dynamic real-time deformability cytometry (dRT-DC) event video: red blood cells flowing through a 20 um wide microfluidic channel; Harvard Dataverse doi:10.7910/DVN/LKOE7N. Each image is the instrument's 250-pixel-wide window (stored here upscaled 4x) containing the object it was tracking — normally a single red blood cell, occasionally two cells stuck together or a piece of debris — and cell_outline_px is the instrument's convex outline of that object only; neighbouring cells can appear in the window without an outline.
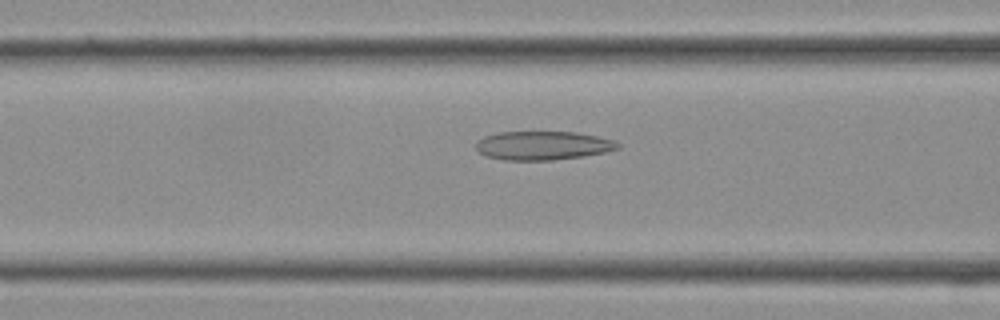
{"species": "Egyptian fruit bat (a non-hibernating species)", "species_latin": "Rousettus aegyptiacus", "temperature_condition": "cold", "stored_images_in_passage": 36, "camera_frame_rate_fps": 3000, "um_per_image_px": 0.085, "frame": {"image": 1, "passage_image": 14, "time_ms": 4.333, "image_size_px": [1000, 320], "cell_outline_px": [[620, 148], [604, 152], [584, 156], [552, 160], [504, 160], [484, 156], [476, 148], [476, 140], [484, 136], [500, 132], [576, 132], [616, 140], [620, 144]], "centroid_in_image_um": [46.13, 12.37], "position_along_channel_um": 120.5, "area_um2": 23.87}}
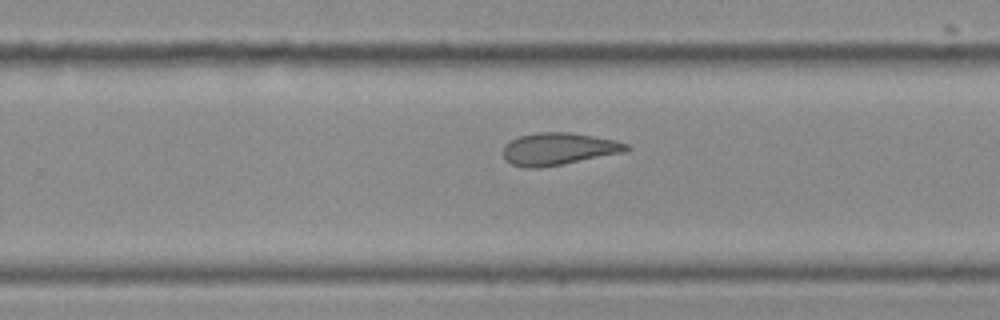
{"frame": {"image": 2, "passage_image": 23, "time_ms": 7.333, "image_size_px": [1000, 320], "cell_outline_px": [[632, 148], [624, 152], [560, 164], [536, 168], [524, 168], [512, 164], [504, 156], [504, 148], [512, 140], [520, 136], [536, 132], [572, 132], [616, 140], [628, 144]], "centroid_in_image_um": [47.52, 12.64], "position_along_channel_um": 282.3, "area_um2": 22.83}}
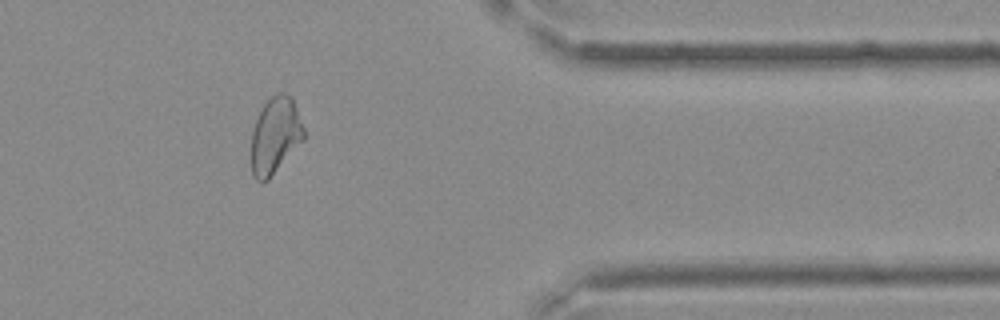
{"frame": {"image": 3, "passage_image": 30, "time_ms": 9.667, "image_size_px": [1000, 320], "cell_outline_px": [[304, 140], [268, 180], [260, 184], [252, 176], [252, 132], [256, 120], [264, 104], [276, 92], [284, 92], [292, 96], [304, 128]], "centroid_in_image_um": [23.4, 11.53], "position_along_channel_um": 388.0, "area_um2": 23.47}}